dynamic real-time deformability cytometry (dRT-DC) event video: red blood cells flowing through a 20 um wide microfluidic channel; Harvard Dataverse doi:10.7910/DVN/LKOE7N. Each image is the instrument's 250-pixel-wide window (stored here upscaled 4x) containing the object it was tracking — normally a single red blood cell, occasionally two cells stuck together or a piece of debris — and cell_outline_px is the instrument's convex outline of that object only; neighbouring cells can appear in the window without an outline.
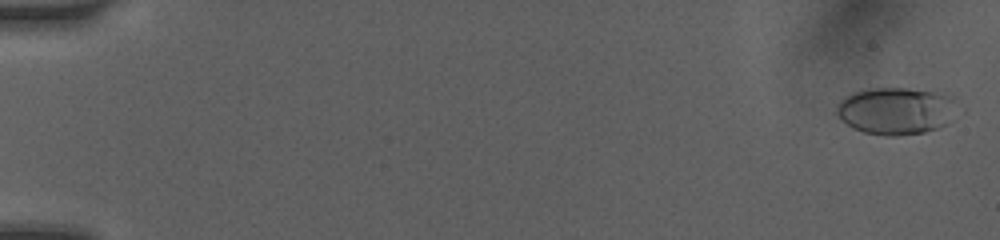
{"species": "human", "species_latin": "Homo sapiens", "temperature_condition": "room temperature", "stored_images_in_passage": 18, "camera_frame_rate_fps": 3000, "um_per_image_px": 0.085, "donor": {"sex": "female"}, "frame": {"image": 1, "passage_image": 1, "time_ms": 0.0, "image_size_px": [1000, 240], "cell_outline_px": [[964, 112], [948, 124], [940, 128], [924, 132], [900, 136], [884, 136], [864, 132], [852, 128], [836, 112], [836, 104], [844, 96], [852, 92], [872, 88], [908, 88], [936, 92], [952, 96], [964, 108]], "centroid_in_image_um": [76.31, 9.42], "position_along_channel_um": 8.7, "area_um2": 34.39}}
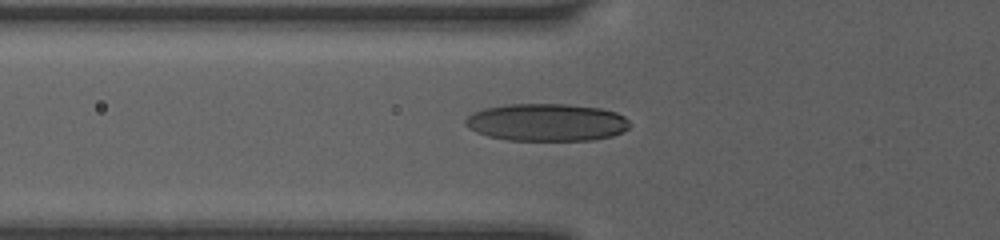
{"frame": {"image": 2, "passage_image": 16, "time_ms": 6.0, "image_size_px": [1000, 240], "cell_outline_px": [[632, 124], [628, 128], [612, 136], [592, 140], [508, 140], [488, 136], [476, 132], [468, 128], [464, 124], [464, 120], [472, 112], [484, 108], [508, 104], [568, 104], [600, 108], [616, 112], [624, 116]], "centroid_in_image_um": [46.45, 10.39], "position_along_channel_um": 79.4, "area_um2": 36.07}}
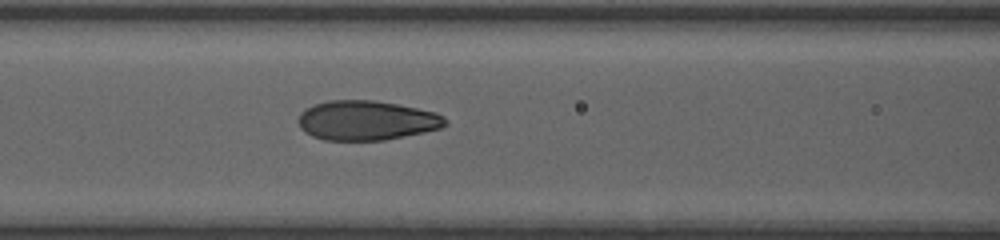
{"frame": {"image": 3, "passage_image": 18, "time_ms": 7.333, "image_size_px": [1000, 240], "cell_outline_px": [[448, 124], [440, 128], [424, 132], [384, 140], [324, 140], [312, 136], [304, 132], [300, 128], [296, 120], [300, 112], [312, 104], [328, 100], [376, 100], [436, 112], [444, 116], [448, 120]], "centroid_in_image_um": [31.12, 10.23], "position_along_channel_um": 135.5, "area_um2": 34.22}}